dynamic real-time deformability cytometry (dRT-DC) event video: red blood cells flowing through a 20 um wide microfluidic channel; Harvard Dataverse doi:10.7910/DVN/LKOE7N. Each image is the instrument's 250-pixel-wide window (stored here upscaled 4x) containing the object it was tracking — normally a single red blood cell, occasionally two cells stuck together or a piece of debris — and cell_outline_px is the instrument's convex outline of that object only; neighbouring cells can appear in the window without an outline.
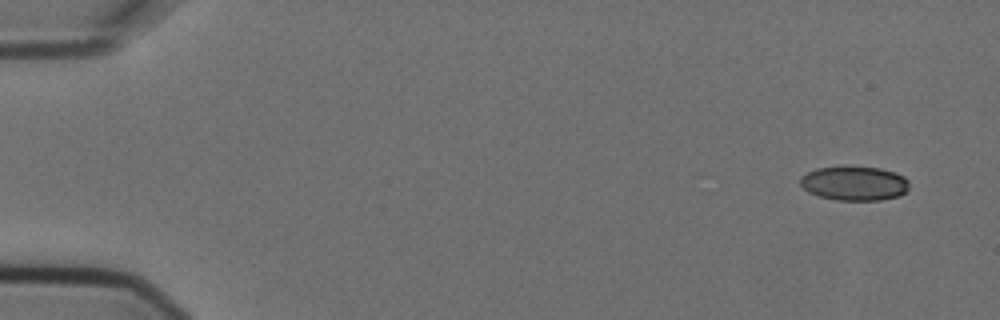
{"species": "Egyptian fruit bat (a non-hibernating species)", "species_latin": "Rousettus aegyptiacus", "temperature_condition": "cold", "stored_images_in_passage": 5, "camera_frame_rate_fps": 3000, "um_per_image_px": 0.085, "animal": {"sex": "female"}, "frame": {"image": 1, "passage_image": 1, "time_ms": 0.0, "image_size_px": [1000, 320], "cell_outline_px": [[908, 188], [900, 196], [880, 200], [836, 200], [820, 196], [808, 192], [800, 184], [800, 176], [816, 168], [880, 168], [896, 172], [904, 176], [908, 180]], "centroid_in_image_um": [72.63, 15.6], "position_along_channel_um": 12.4, "area_um2": 21.44}}
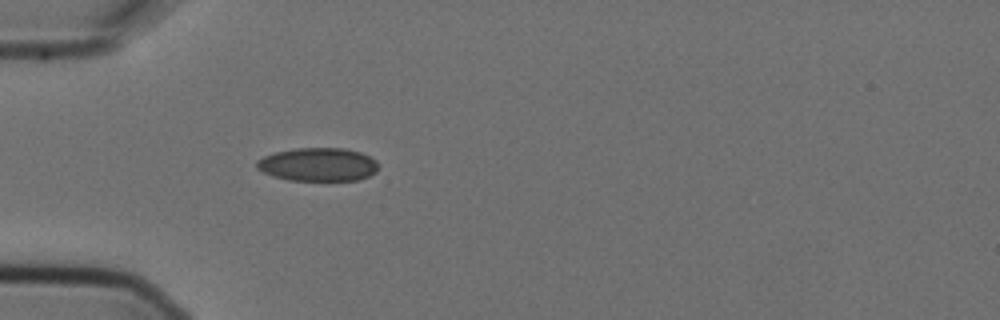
{"frame": {"image": 2, "passage_image": 5, "time_ms": 1.333, "image_size_px": [1000, 320], "cell_outline_px": [[376, 172], [368, 176], [356, 180], [288, 180], [272, 176], [256, 168], [256, 160], [264, 156], [276, 152], [296, 148], [344, 148], [360, 152], [376, 160]], "centroid_in_image_um": [27.0, 13.98], "position_along_channel_um": 58.0, "area_um2": 23.52}}